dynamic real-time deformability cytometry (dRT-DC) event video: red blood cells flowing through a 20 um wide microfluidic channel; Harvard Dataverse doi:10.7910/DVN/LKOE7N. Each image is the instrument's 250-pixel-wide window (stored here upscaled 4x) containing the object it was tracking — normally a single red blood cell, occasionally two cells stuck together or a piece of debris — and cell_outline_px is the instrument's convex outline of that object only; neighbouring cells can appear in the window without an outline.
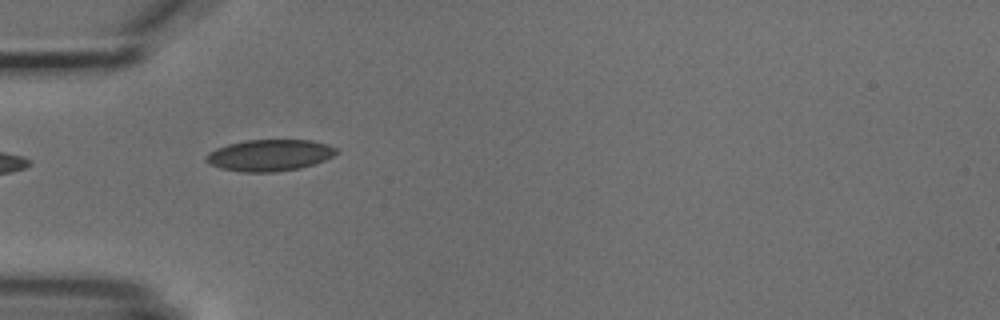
{"species": "common noctule bat (a hibernating species)", "species_latin": "Nyctalus noctula", "temperature_condition": "cold", "stored_images_in_passage": 6, "camera_frame_rate_fps": 3000, "um_per_image_px": 0.085, "animal": {"sex": "male", "body_mass_g": 18.8}, "frame": {"image": 1, "passage_image": 3, "time_ms": 2.0, "image_size_px": [1000, 320], "cell_outline_px": [[340, 152], [324, 160], [300, 168], [276, 172], [240, 172], [220, 168], [208, 164], [204, 160], [204, 156], [208, 152], [216, 148], [228, 144], [244, 140], [312, 140], [328, 144], [336, 148]], "centroid_in_image_um": [22.88, 13.19], "position_along_channel_um": 62.1, "area_um2": 24.16}}
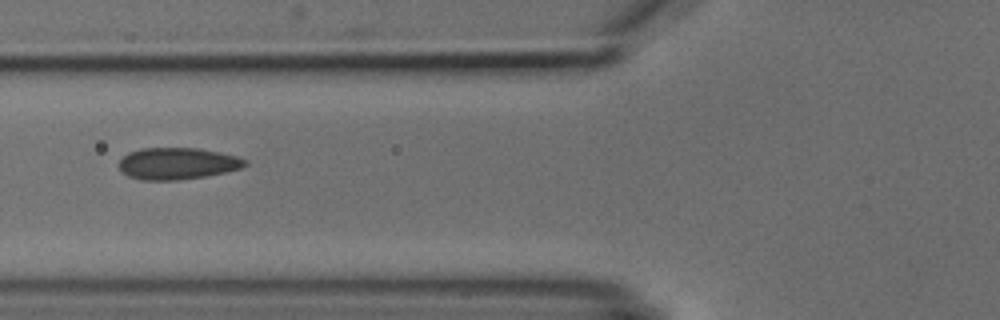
{"frame": {"image": 2, "passage_image": 4, "time_ms": 3.333, "image_size_px": [1000, 320], "cell_outline_px": [[248, 164], [240, 168], [224, 172], [204, 176], [180, 180], [140, 180], [128, 176], [120, 168], [120, 160], [128, 152], [140, 148], [200, 148], [220, 152], [236, 156], [248, 160]], "centroid_in_image_um": [15.09, 13.89], "position_along_channel_um": 110.7, "area_um2": 23.29}}
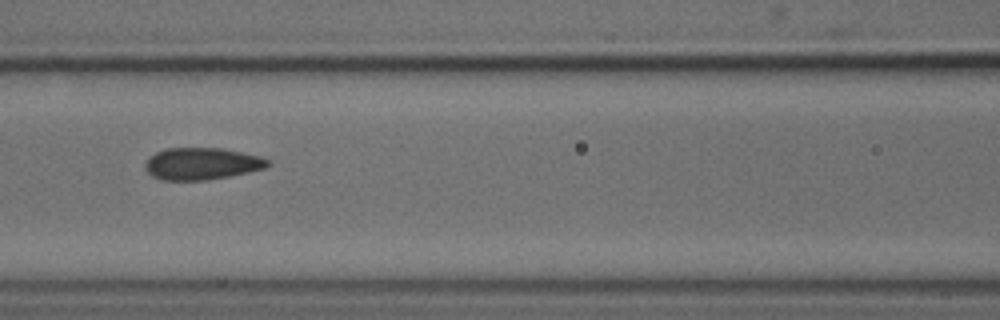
{"frame": {"image": 3, "passage_image": 5, "time_ms": 4.333, "image_size_px": [1000, 320], "cell_outline_px": [[272, 164], [264, 168], [248, 172], [208, 180], [164, 180], [152, 176], [144, 168], [144, 164], [148, 156], [156, 152], [168, 148], [224, 148], [260, 156], [272, 160]], "centroid_in_image_um": [17.16, 13.91], "position_along_channel_um": 149.4, "area_um2": 23.06}}